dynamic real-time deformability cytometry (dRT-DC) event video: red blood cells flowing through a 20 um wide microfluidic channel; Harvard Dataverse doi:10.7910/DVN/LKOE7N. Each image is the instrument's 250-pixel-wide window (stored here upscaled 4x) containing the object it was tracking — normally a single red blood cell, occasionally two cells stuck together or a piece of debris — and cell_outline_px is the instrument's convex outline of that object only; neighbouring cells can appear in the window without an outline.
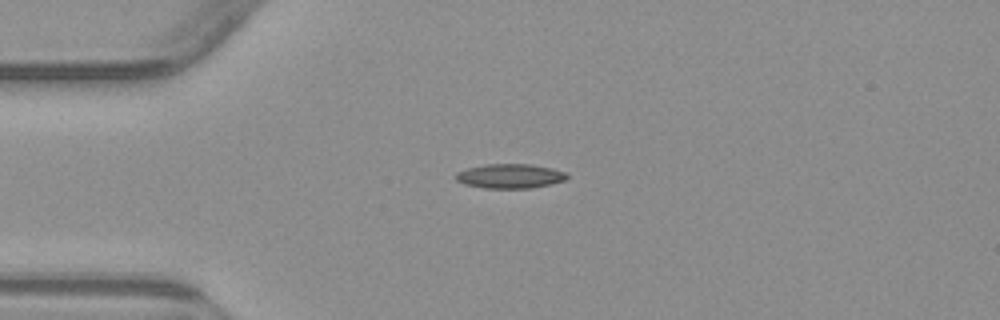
{"species": "common noctule bat (a hibernating species)", "species_latin": "Nyctalus noctula", "temperature_condition": "warm", "stored_images_in_passage": 3, "camera_frame_rate_fps": 3000, "um_per_image_px": 0.085, "animal": {"sex": "male", "body_mass_g": 23.1, "forearm_length_mm": 52.7}, "frame": {"image": 1, "passage_image": 1, "time_ms": 0.0, "image_size_px": [1000, 320], "cell_outline_px": [[568, 176], [564, 180], [532, 188], [484, 188], [464, 184], [456, 180], [456, 172], [468, 168], [484, 164], [532, 164], [552, 168], [568, 172]], "centroid_in_image_um": [43.35, 14.96], "position_along_channel_um": 41.7, "area_um2": 15.84}}
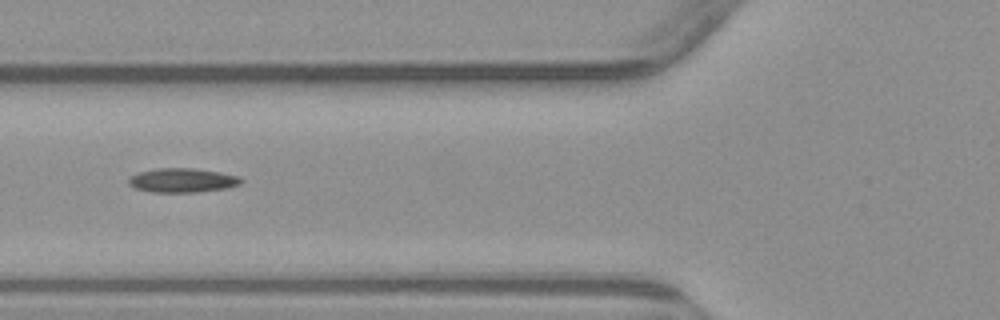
{"frame": {"image": 2, "passage_image": 3, "time_ms": 2.333, "image_size_px": [1000, 320], "cell_outline_px": [[244, 180], [240, 184], [228, 188], [196, 192], [152, 192], [136, 188], [128, 184], [128, 180], [132, 176], [140, 172], [156, 168], [196, 168], [220, 172], [240, 176]], "centroid_in_image_um": [15.55, 15.32], "position_along_channel_um": 110.2, "area_um2": 15.9}}